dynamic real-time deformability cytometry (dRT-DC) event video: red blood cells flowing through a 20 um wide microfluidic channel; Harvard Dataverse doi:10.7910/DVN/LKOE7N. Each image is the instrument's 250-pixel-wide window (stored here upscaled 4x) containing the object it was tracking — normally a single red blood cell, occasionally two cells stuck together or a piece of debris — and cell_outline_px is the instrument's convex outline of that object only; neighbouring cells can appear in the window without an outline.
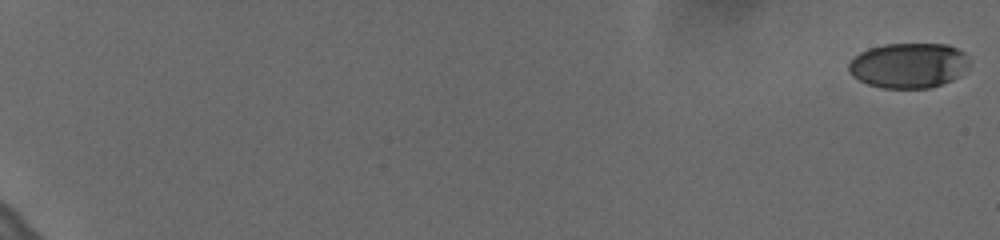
{"species": "human", "species_latin": "Homo sapiens", "temperature_condition": "cold", "stored_images_in_passage": 62, "camera_frame_rate_fps": 3000, "um_per_image_px": 0.085, "donor": {"sex": "female"}, "frame": {"image": 1, "passage_image": 1, "time_ms": 0.0, "image_size_px": [1000, 240], "cell_outline_px": [[972, 64], [960, 76], [952, 80], [928, 88], [880, 88], [868, 84], [852, 76], [848, 72], [848, 64], [860, 52], [868, 48], [884, 44], [948, 44], [964, 52], [968, 56]], "centroid_in_image_um": [77.26, 5.56], "position_along_channel_um": 7.7, "area_um2": 32.08}}
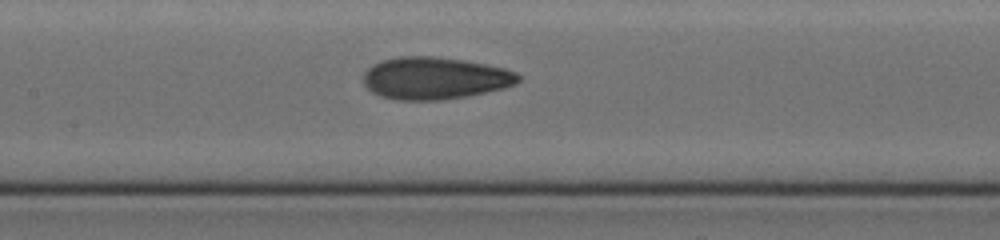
{"frame": {"image": 2, "passage_image": 34, "time_ms": 11.0, "image_size_px": [1000, 240], "cell_outline_px": [[520, 80], [516, 84], [504, 88], [468, 96], [440, 100], [396, 100], [380, 96], [372, 92], [364, 84], [364, 72], [372, 64], [384, 60], [400, 56], [432, 56], [464, 60], [504, 68], [516, 72], [520, 76]], "centroid_in_image_um": [36.96, 6.65], "position_along_channel_um": 170.4, "area_um2": 38.15}}
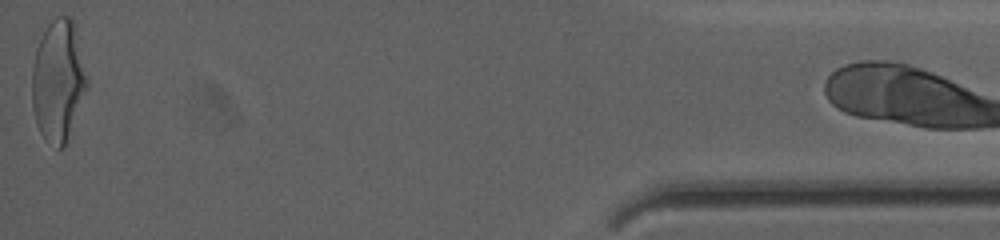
{"frame": {"image": 3, "passage_image": 61, "time_ms": 20.0, "image_size_px": [1000, 240], "cell_outline_px": [[88, 88], [68, 144], [64, 148], [56, 148], [44, 140], [36, 124], [32, 108], [32, 68], [36, 48], [48, 24], [56, 16], [72, 16], [76, 24], [88, 80]], "centroid_in_image_um": [4.98, 6.91], "position_along_channel_um": 430.2, "area_um2": 40.11}}